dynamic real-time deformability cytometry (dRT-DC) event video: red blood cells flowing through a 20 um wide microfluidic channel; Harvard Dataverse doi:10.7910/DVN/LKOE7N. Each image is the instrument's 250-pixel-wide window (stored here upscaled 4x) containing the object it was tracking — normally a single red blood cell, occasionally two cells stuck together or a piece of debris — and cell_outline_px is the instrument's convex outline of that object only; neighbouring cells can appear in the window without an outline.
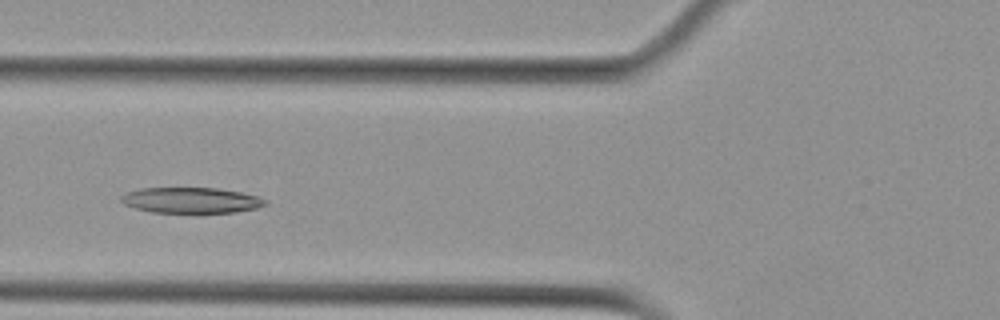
{"species": "Egyptian fruit bat (a non-hibernating species)", "species_latin": "Rousettus aegyptiacus", "temperature_condition": "cold", "stored_images_in_passage": 6, "camera_frame_rate_fps": 3000, "um_per_image_px": 0.085, "animal": {"sex": "female"}, "frame": {"image": 1, "passage_image": 5, "time_ms": 4.667, "image_size_px": [1000, 320], "cell_outline_px": [[268, 204], [256, 208], [236, 212], [152, 212], [136, 208], [124, 204], [120, 200], [120, 196], [128, 192], [140, 188], [216, 188], [240, 192], [256, 196], [268, 200]], "centroid_in_image_um": [16.25, 17.02], "position_along_channel_um": 109.6, "area_um2": 21.39}}
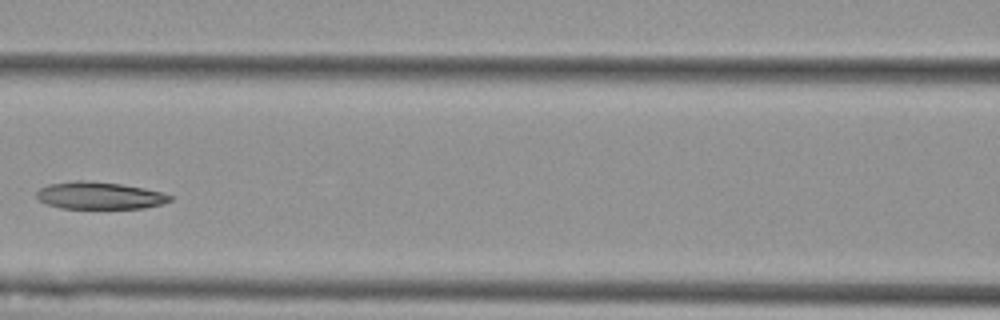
{"frame": {"image": 2, "passage_image": 6, "time_ms": 6.0, "image_size_px": [1000, 320], "cell_outline_px": [[172, 200], [160, 204], [144, 208], [60, 208], [48, 204], [40, 200], [36, 196], [36, 192], [40, 188], [48, 184], [76, 180], [120, 184], [144, 188], [164, 192], [172, 196]], "centroid_in_image_um": [8.46, 16.62], "position_along_channel_um": 158.1, "area_um2": 20.98}}